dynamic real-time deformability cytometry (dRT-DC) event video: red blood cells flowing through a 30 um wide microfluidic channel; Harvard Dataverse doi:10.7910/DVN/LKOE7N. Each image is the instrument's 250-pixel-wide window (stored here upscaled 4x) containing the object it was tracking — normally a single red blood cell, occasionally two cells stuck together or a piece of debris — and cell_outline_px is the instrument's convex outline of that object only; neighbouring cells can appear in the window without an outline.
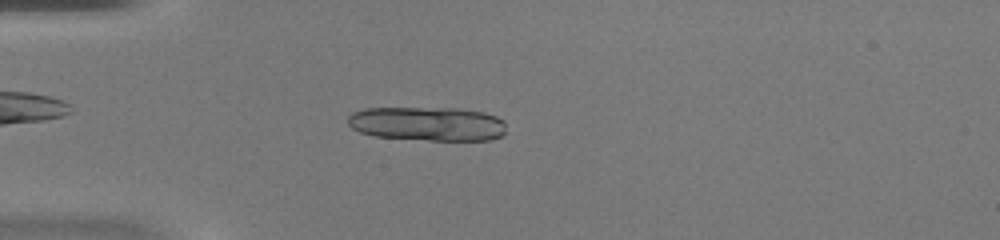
{"species": "common noctule bat (a hibernating species)", "species_latin": "Nyctalus noctula", "temperature_condition": "warm", "stored_images_in_passage": 32, "camera_frame_rate_fps": 3000, "um_per_image_px": 0.085, "animal": {"sex": "female", "body_mass_g": 20.0, "forearm_length_mm": 54.0}, "frame": {"image": 1, "passage_image": 1, "time_ms": 0.0, "image_size_px": [1000, 240], "cell_outline_px": [[500, 120], [496, 136], [480, 140], [444, 140], [384, 136], [368, 132], [360, 112], [380, 108], [396, 108], [472, 112], [492, 116]], "centroid_in_image_um": [36.58, 10.55], "position_along_channel_um": 48.4, "area_um2": 26.36}}